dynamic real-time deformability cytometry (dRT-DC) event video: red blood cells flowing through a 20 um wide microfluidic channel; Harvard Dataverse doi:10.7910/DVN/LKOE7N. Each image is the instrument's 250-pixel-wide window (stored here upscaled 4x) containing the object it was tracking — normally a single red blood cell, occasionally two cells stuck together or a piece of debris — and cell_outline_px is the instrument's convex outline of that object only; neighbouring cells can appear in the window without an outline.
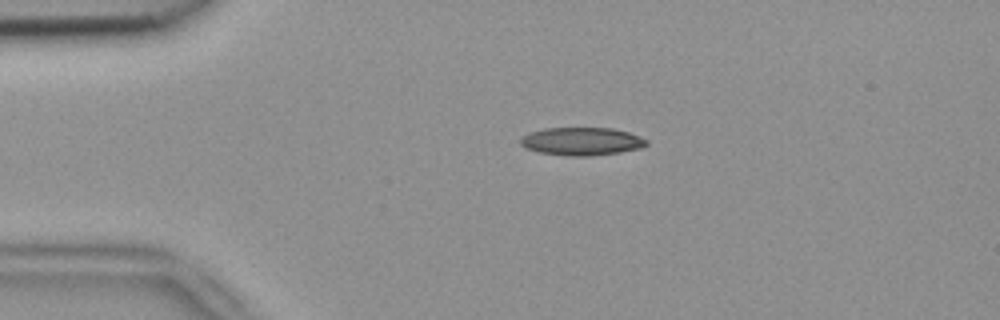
{"species": "common noctule bat (a hibernating species)", "species_latin": "Nyctalus noctula", "temperature_condition": "room temperature", "stored_images_in_passage": 4, "camera_frame_rate_fps": 3000, "um_per_image_px": 0.085, "animal": {"sex": "female", "body_mass_g": 18.4}, "frame": {"image": 1, "passage_image": 2, "time_ms": 0.333, "image_size_px": [1000, 320], "cell_outline_px": [[648, 144], [644, 148], [620, 152], [588, 156], [568, 156], [540, 152], [528, 148], [520, 144], [520, 140], [524, 136], [532, 132], [544, 128], [612, 128], [628, 132], [648, 140]], "centroid_in_image_um": [49.5, 12.02], "position_along_channel_um": 35.5, "area_um2": 20.4}}